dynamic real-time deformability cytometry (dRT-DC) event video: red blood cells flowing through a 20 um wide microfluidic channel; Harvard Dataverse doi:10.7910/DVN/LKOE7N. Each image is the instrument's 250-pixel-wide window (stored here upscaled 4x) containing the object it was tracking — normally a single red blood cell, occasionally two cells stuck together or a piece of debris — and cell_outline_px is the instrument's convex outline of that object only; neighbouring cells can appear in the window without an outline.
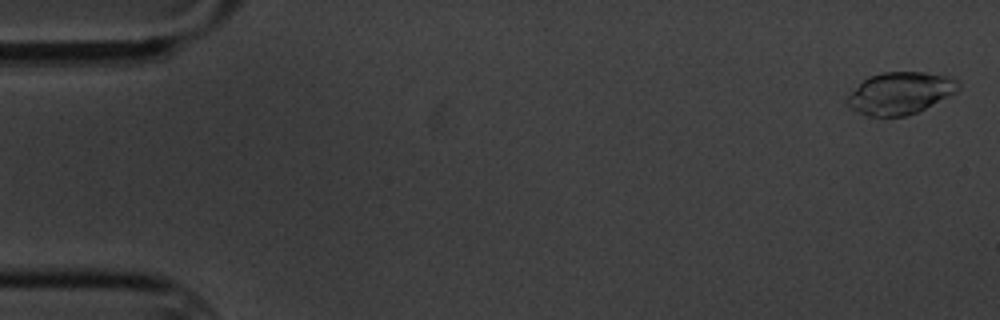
{"species": "common noctule bat (a hibernating species)", "species_latin": "Nyctalus noctula", "temperature_condition": "cold", "stored_images_in_passage": 6, "camera_frame_rate_fps": 3000, "um_per_image_px": 0.085, "animal": {"sex": "male", "body_mass_g": 20.1, "forearm_length_mm": 53.5}, "frame": {"image": 1, "passage_image": 1, "time_ms": 0.0, "image_size_px": [1000, 320], "cell_outline_px": [[960, 88], [924, 108], [908, 116], [868, 116], [852, 108], [848, 104], [848, 96], [868, 76], [880, 72], [924, 72], [944, 76], [960, 80]], "centroid_in_image_um": [76.51, 7.9], "position_along_channel_um": 8.5, "area_um2": 26.53}}